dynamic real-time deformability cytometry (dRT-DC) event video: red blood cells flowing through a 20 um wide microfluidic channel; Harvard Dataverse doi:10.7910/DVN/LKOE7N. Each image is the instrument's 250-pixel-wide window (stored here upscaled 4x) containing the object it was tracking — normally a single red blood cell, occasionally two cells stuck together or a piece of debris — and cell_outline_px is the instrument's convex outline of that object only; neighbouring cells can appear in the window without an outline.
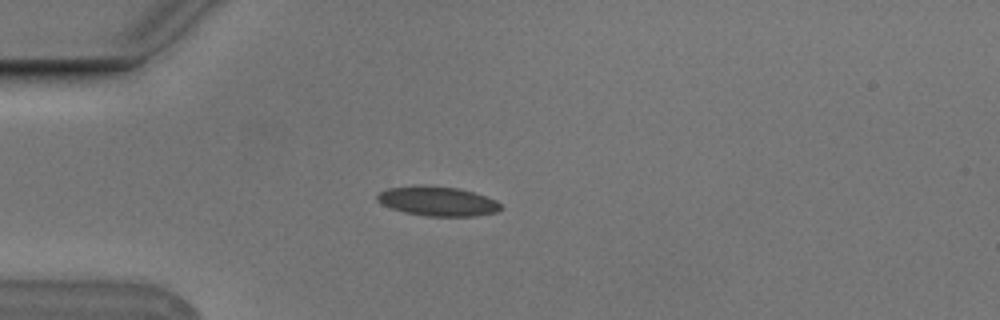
{"species": "Egyptian fruit bat (a non-hibernating species)", "species_latin": "Rousettus aegyptiacus", "temperature_condition": "cold", "stored_images_in_passage": 51, "camera_frame_rate_fps": 3000, "um_per_image_px": 0.085, "animal": {"sex": "male"}, "frame": {"image": 1, "passage_image": 11, "time_ms": 3.333, "image_size_px": [1000, 320], "cell_outline_px": [[504, 208], [496, 212], [476, 216], [424, 216], [404, 212], [380, 204], [376, 200], [376, 196], [380, 192], [388, 188], [424, 184], [460, 188], [496, 200]], "centroid_in_image_um": [37.18, 17.1], "position_along_channel_um": 47.8, "area_um2": 21.44}}
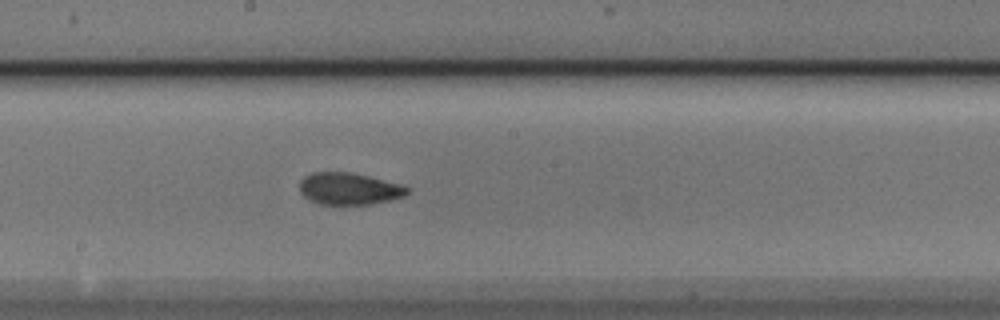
{"frame": {"image": 2, "passage_image": 26, "time_ms": 8.333, "image_size_px": [1000, 320], "cell_outline_px": [[412, 188], [404, 196], [392, 200], [372, 204], [320, 204], [304, 196], [300, 192], [300, 180], [304, 176], [312, 172], [352, 172], [400, 184]], "centroid_in_image_um": [29.69, 16.03], "position_along_channel_um": 218.5, "area_um2": 20.06}}
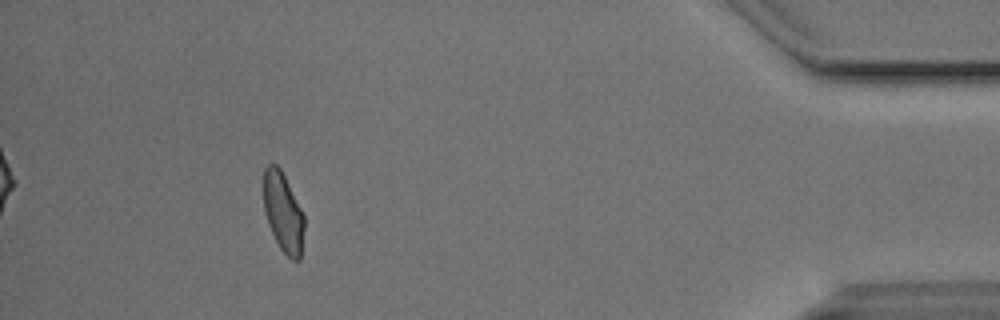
{"frame": {"image": 3, "passage_image": 46, "time_ms": 15.0, "image_size_px": [1000, 320], "cell_outline_px": [[304, 228], [300, 260], [292, 260], [280, 248], [268, 224], [264, 212], [264, 168], [268, 164], [276, 164], [280, 168], [304, 216]], "centroid_in_image_um": [24.06, 18.06], "position_along_channel_um": 411.1, "area_um2": 18.5}, "authors_computed_cell_mechanics": {"area_um2": 19.941, "velocity_mm_per_s": 3.7615, "shape_relaxation_time_tau1_ms": 6.3207, "shape_relaxation_time_tau2_ms": 1.6153, "deformation_change_tau1": 0.1456, "deformation_change_tau2": 0.064}}